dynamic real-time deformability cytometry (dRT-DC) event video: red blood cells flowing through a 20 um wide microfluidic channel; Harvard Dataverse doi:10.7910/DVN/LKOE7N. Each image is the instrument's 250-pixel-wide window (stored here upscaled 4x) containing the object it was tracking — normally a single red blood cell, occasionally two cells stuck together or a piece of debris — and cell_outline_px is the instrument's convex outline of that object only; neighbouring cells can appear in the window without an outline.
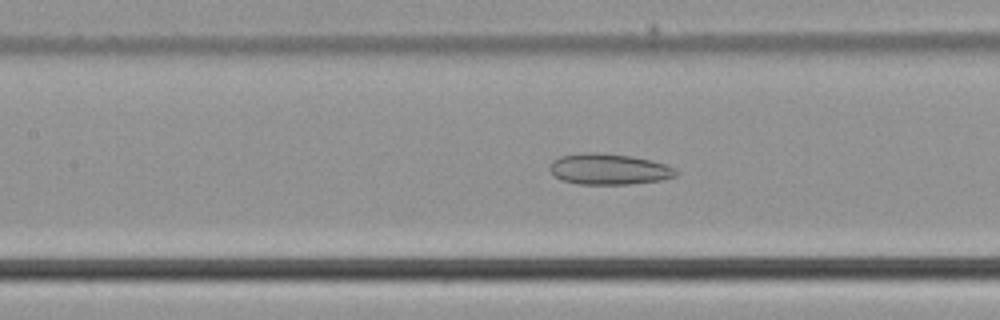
{"species": "common noctule bat (a hibernating species)", "species_latin": "Nyctalus noctula", "temperature_condition": "cold", "stored_images_in_passage": 37, "camera_frame_rate_fps": 3000, "um_per_image_px": 0.085, "animal": {"sex": "male", "body_mass_g": 21.5, "forearm_length_mm": 52.0}, "frame": {"image": 1, "passage_image": 10, "time_ms": 3.0, "image_size_px": [1000, 320], "cell_outline_px": [[680, 172], [676, 176], [660, 180], [628, 184], [580, 184], [564, 180], [556, 176], [548, 168], [552, 160], [560, 156], [584, 152], [596, 152], [632, 156], [652, 160], [676, 168]], "centroid_in_image_um": [51.78, 14.36], "position_along_channel_um": 155.6, "area_um2": 22.77}}
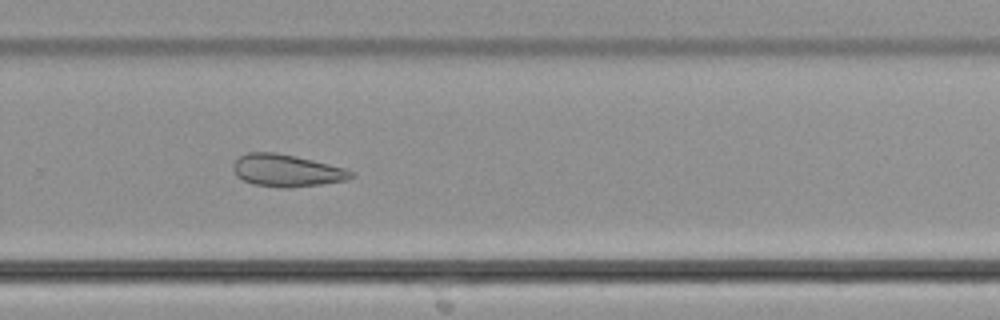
{"frame": {"image": 2, "passage_image": 21, "time_ms": 6.667, "image_size_px": [1000, 320], "cell_outline_px": [[356, 176], [348, 180], [320, 184], [288, 188], [284, 188], [256, 184], [244, 180], [236, 176], [232, 168], [232, 164], [240, 156], [248, 152], [276, 152], [296, 156], [344, 168], [352, 172]], "centroid_in_image_um": [24.36, 14.49], "position_along_channel_um": 305.4, "area_um2": 22.02}}
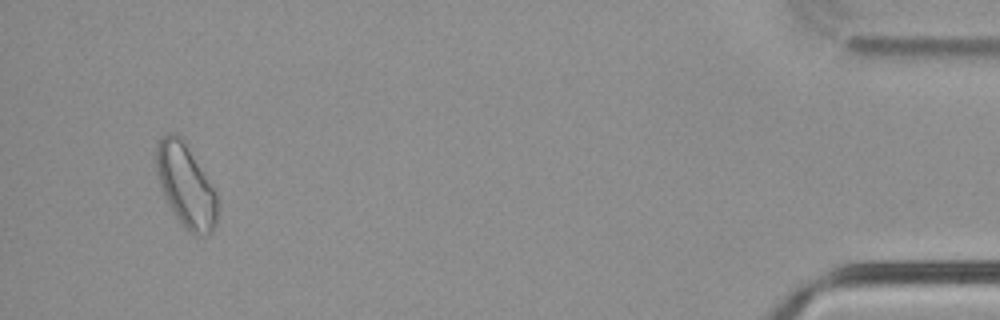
{"frame": {"image": 3, "passage_image": 35, "time_ms": 11.333, "image_size_px": [1000, 320], "cell_outline_px": [[220, 204], [216, 224], [208, 236], [196, 236], [188, 232], [180, 224], [172, 212], [160, 188], [156, 168], [156, 148], [160, 140], [168, 132], [176, 132], [184, 140], [216, 192], [220, 200]], "centroid_in_image_um": [15.82, 15.83], "position_along_channel_um": 419.4, "area_um2": 30.17}}